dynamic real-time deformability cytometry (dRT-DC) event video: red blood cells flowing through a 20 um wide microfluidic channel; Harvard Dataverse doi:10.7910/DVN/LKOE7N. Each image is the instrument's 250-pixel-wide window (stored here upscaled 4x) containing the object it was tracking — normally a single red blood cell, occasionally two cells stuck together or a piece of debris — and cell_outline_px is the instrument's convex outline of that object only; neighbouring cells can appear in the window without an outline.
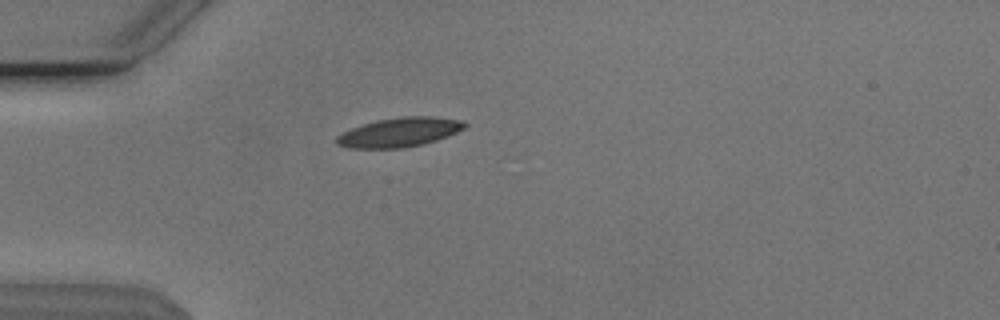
{"species": "Egyptian fruit bat (a non-hibernating species)", "species_latin": "Rousettus aegyptiacus", "temperature_condition": "cold", "stored_images_in_passage": 35, "camera_frame_rate_fps": 3000, "um_per_image_px": 0.085, "animal": {"sex": "male"}, "frame": {"image": 1, "passage_image": 2, "time_ms": 0.333, "image_size_px": [1000, 320], "cell_outline_px": [[468, 124], [464, 128], [448, 136], [436, 140], [404, 148], [348, 148], [336, 144], [336, 136], [352, 128], [376, 120], [404, 116], [432, 116], [460, 120]], "centroid_in_image_um": [33.94, 11.24], "position_along_channel_um": 51.1, "area_um2": 21.68}}
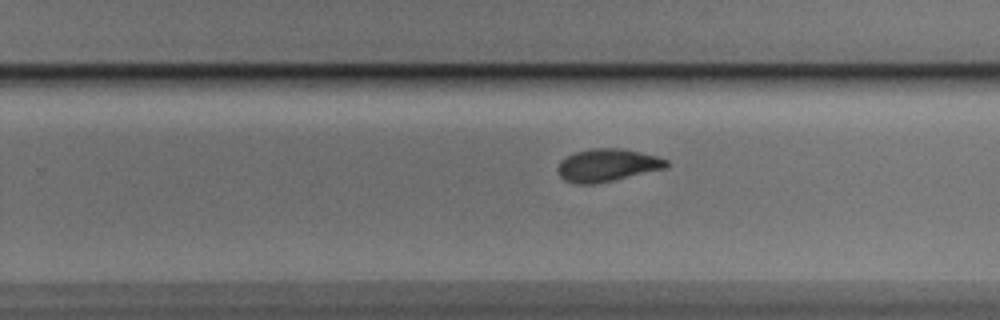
{"frame": {"image": 2, "passage_image": 21, "time_ms": 6.667, "image_size_px": [1000, 320], "cell_outline_px": [[668, 164], [664, 168], [596, 184], [572, 184], [564, 180], [560, 176], [556, 168], [560, 160], [576, 152], [592, 148], [620, 148], [640, 152], [656, 156], [668, 160]], "centroid_in_image_um": [51.56, 14.05], "position_along_channel_um": 278.2, "area_um2": 20.58}}
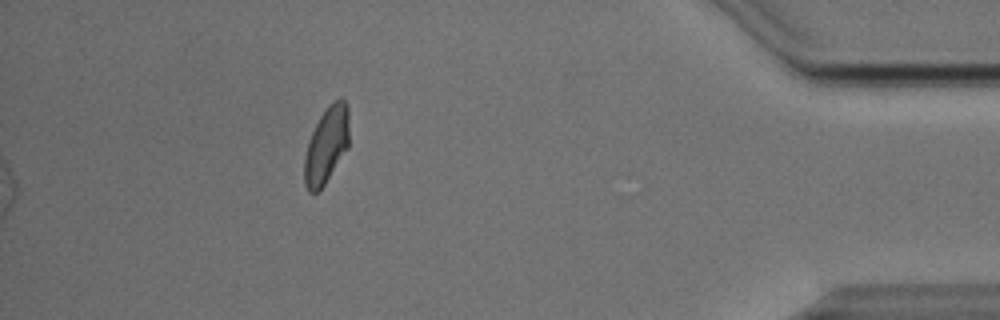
{"frame": {"image": 3, "passage_image": 35, "time_ms": 11.333, "image_size_px": [1000, 320], "cell_outline_px": [[348, 148], [324, 184], [316, 192], [308, 192], [304, 184], [304, 156], [308, 140], [320, 116], [328, 104], [340, 96], [344, 100], [348, 108]], "centroid_in_image_um": [27.73, 12.31], "position_along_channel_um": 407.5, "area_um2": 19.94}, "authors_computed_cell_mechanics": {"area_um2": 21.1548, "velocity_mm_per_s": 3.8125, "shape_relaxation_time_tau1_ms": 2.6405, "shape_relaxation_time_tau2_ms": 2.1271, "deformation_change_tau1": 0.1079, "deformation_change_tau2": 0.0643}}